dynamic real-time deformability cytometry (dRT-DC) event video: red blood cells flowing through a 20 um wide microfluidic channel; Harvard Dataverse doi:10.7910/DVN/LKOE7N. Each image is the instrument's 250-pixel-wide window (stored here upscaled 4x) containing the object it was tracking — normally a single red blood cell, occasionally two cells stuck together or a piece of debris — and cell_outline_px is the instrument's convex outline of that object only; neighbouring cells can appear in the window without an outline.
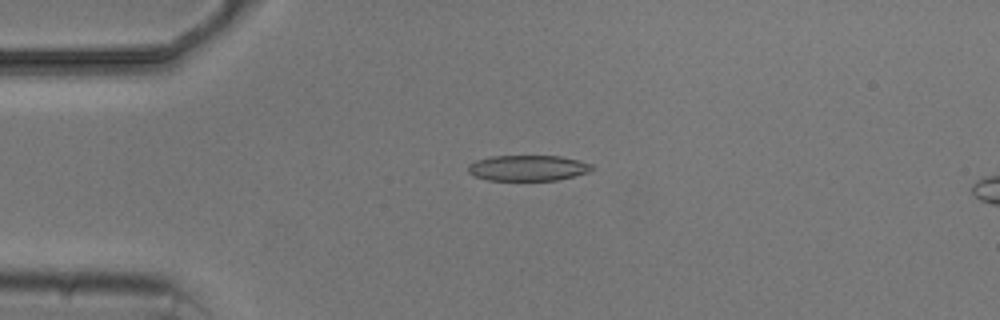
{"species": "common noctule bat (a hibernating species)", "species_latin": "Nyctalus noctula", "temperature_condition": "cold", "stored_images_in_passage": 5, "camera_frame_rate_fps": 3000, "um_per_image_px": 0.085, "animal": {"sex": "male", "body_mass_g": 20.5, "forearm_length_mm": 52.5}, "frame": {"image": 1, "passage_image": 3, "time_ms": 2.333, "image_size_px": [1000, 320], "cell_outline_px": [[596, 168], [588, 172], [556, 180], [488, 180], [472, 176], [468, 172], [468, 164], [476, 160], [492, 156], [560, 156], [580, 160], [592, 164]], "centroid_in_image_um": [44.86, 14.27], "position_along_channel_um": 40.1, "area_um2": 18.61}}